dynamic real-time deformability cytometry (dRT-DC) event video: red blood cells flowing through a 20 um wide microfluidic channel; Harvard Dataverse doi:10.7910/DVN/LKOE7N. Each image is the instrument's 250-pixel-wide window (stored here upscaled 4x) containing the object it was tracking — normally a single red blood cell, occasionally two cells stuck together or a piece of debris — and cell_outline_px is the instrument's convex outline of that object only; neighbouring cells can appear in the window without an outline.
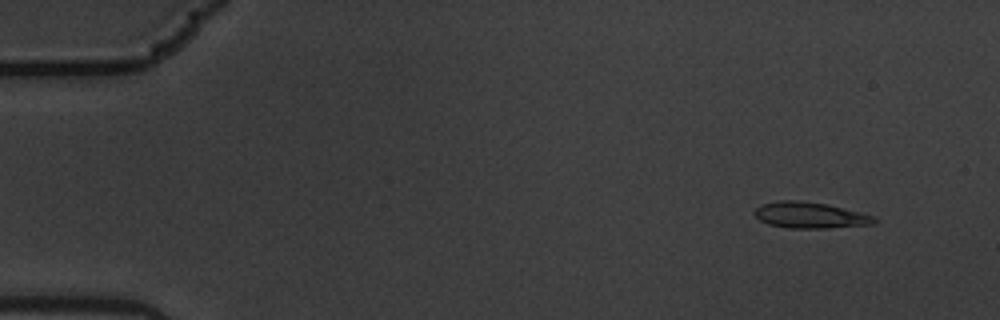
{"species": "common noctule bat (a hibernating species)", "species_latin": "Nyctalus noctula", "temperature_condition": "warm", "stored_images_in_passage": 6, "camera_frame_rate_fps": 3000, "um_per_image_px": 0.085, "animal": {"sex": "male", "body_mass_g": 19.5, "forearm_length_mm": 54.6}, "frame": {"image": 1, "passage_image": 2, "time_ms": 0.333, "image_size_px": [1000, 320], "cell_outline_px": [[880, 220], [872, 224], [828, 228], [788, 228], [768, 224], [760, 220], [752, 212], [756, 208], [764, 204], [780, 200], [800, 200], [824, 204], [876, 216]], "centroid_in_image_um": [68.86, 18.3], "position_along_channel_um": 16.1, "area_um2": 18.09}}
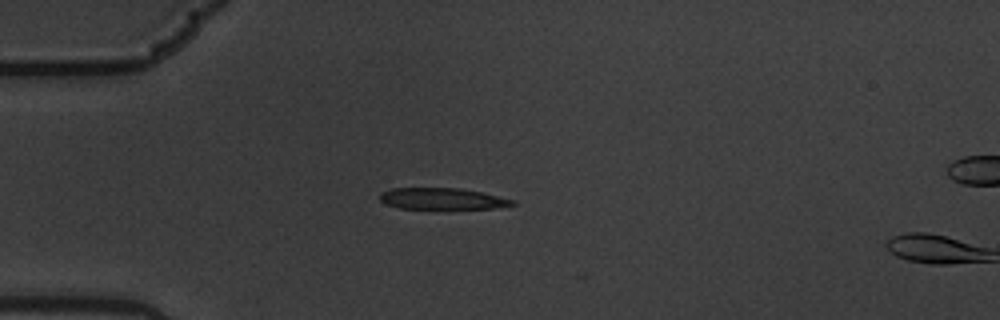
{"frame": {"image": 2, "passage_image": 5, "time_ms": 1.333, "image_size_px": [1000, 320], "cell_outline_px": [[516, 204], [496, 208], [400, 208], [388, 204], [380, 200], [380, 192], [392, 188], [460, 188], [480, 192], [516, 200]], "centroid_in_image_um": [37.6, 16.88], "position_along_channel_um": 47.4, "area_um2": 16.3}}